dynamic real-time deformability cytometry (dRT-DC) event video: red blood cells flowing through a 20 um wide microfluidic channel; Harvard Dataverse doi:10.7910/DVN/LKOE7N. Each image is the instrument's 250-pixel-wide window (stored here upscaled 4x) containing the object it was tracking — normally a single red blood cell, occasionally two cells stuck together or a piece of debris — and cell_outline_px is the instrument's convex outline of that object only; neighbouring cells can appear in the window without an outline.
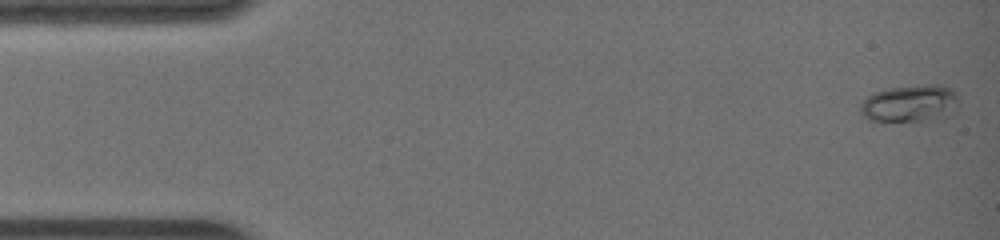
{"species": "common noctule bat (a hibernating species)", "species_latin": "Nyctalus noctula", "temperature_condition": "warm", "stored_images_in_passage": 12, "camera_frame_rate_fps": 3000, "um_per_image_px": 0.085, "animal": {"sex": "female", "body_mass_g": 19.0, "forearm_length_mm": 51.5}, "frame": {"image": 1, "passage_image": 1, "time_ms": 0.0, "image_size_px": [1000, 240], "cell_outline_px": [[956, 108], [948, 116], [940, 120], [868, 120], [860, 112], [860, 104], [872, 92], [888, 88], [924, 84], [940, 84], [952, 88], [956, 92]], "centroid_in_image_um": [77.37, 8.77], "position_along_channel_um": 7.6, "area_um2": 21.39}}